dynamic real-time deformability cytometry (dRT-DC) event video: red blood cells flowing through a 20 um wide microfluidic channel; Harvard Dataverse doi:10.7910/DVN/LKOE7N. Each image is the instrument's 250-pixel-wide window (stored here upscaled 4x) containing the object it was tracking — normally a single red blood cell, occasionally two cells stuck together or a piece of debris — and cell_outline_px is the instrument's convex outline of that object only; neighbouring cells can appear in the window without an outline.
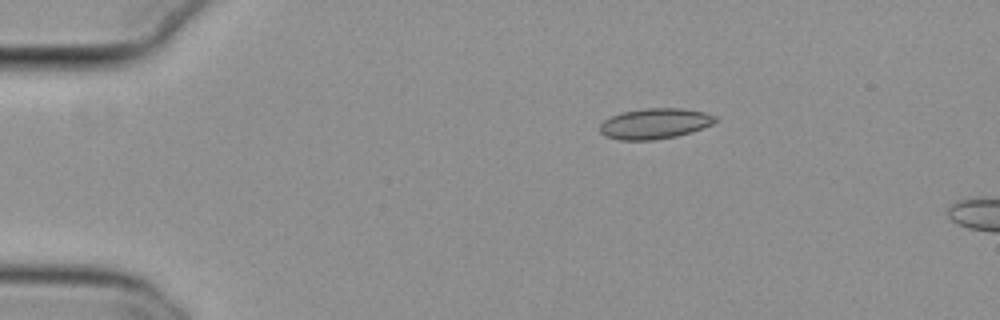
{"species": "common noctule bat (a hibernating species)", "species_latin": "Nyctalus noctula", "temperature_condition": "cold", "stored_images_in_passage": 5, "camera_frame_rate_fps": 3000, "um_per_image_px": 0.085, "animal": {"sex": "female", "body_mass_g": 29.2, "forearm_length_mm": 56.3}, "frame": {"image": 1, "passage_image": 1, "time_ms": 0.0, "image_size_px": [1000, 320], "cell_outline_px": [[716, 120], [712, 124], [692, 132], [676, 136], [652, 140], [620, 140], [604, 136], [600, 132], [600, 124], [604, 120], [620, 112], [644, 108], [684, 108], [704, 112], [716, 116]], "centroid_in_image_um": [55.64, 10.5], "position_along_channel_um": 29.4, "area_um2": 20.63}}